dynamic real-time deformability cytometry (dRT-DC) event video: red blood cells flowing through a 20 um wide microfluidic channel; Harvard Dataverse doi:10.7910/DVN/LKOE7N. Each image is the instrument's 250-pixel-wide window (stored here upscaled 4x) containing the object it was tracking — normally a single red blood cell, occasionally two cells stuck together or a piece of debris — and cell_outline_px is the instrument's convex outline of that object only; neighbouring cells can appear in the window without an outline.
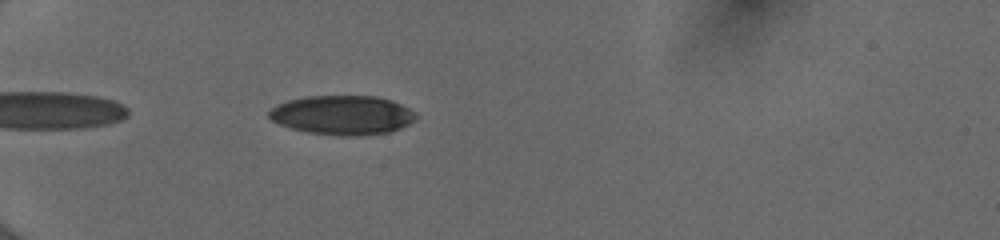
{"species": "human", "species_latin": "Homo sapiens", "temperature_condition": "cold", "stored_images_in_passage": 38, "camera_frame_rate_fps": 3000, "um_per_image_px": 0.085, "donor": {"sex": "female"}, "frame": {"image": 1, "passage_image": 3, "time_ms": 0.667, "image_size_px": [1000, 240], "cell_outline_px": [[416, 120], [400, 128], [388, 132], [360, 136], [336, 136], [308, 132], [292, 128], [280, 124], [272, 120], [268, 116], [268, 112], [276, 104], [288, 100], [308, 96], [376, 96], [392, 100], [408, 108], [416, 116]], "centroid_in_image_um": [29.09, 9.78], "position_along_channel_um": 55.9, "area_um2": 33.58}}
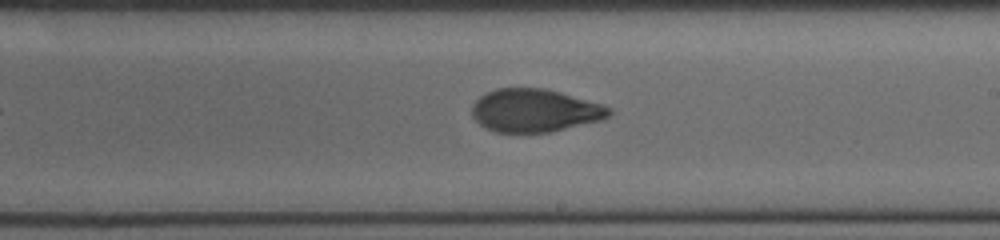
{"frame": {"image": 2, "passage_image": 19, "time_ms": 6.0, "image_size_px": [1000, 240], "cell_outline_px": [[612, 112], [608, 116], [600, 120], [552, 132], [496, 132], [480, 124], [472, 116], [472, 104], [480, 96], [496, 88], [544, 88], [560, 92], [604, 104], [612, 108]], "centroid_in_image_um": [45.47, 9.38], "position_along_channel_um": 243.5, "area_um2": 34.33}}
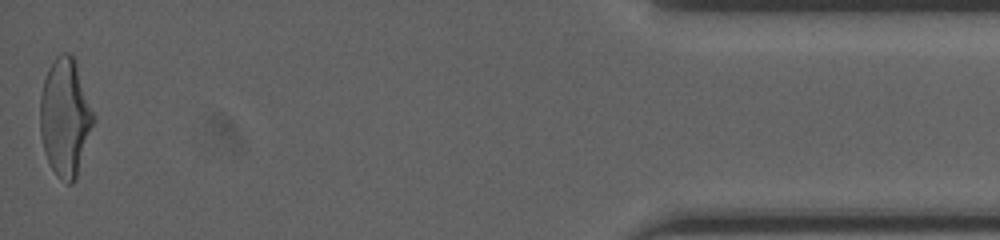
{"frame": {"image": 3, "passage_image": 38, "time_ms": 12.333, "image_size_px": [1000, 240], "cell_outline_px": [[96, 116], [76, 176], [72, 184], [68, 184], [56, 176], [44, 152], [40, 132], [40, 96], [44, 80], [48, 68], [56, 56], [60, 52], [68, 52], [76, 56]], "centroid_in_image_um": [5.56, 9.88], "position_along_channel_um": 429.6, "area_um2": 37.17}, "authors_computed_cell_mechanics": {"area_um2": 35.258, "velocity_mm_per_s": 4.0098, "shape_relaxation_time_tau1_ms": 4.5499, "shape_relaxation_time_tau2_ms": 1.4971, "deformation_change_tau1": 0.183, "deformation_change_tau2": 0.0659}}